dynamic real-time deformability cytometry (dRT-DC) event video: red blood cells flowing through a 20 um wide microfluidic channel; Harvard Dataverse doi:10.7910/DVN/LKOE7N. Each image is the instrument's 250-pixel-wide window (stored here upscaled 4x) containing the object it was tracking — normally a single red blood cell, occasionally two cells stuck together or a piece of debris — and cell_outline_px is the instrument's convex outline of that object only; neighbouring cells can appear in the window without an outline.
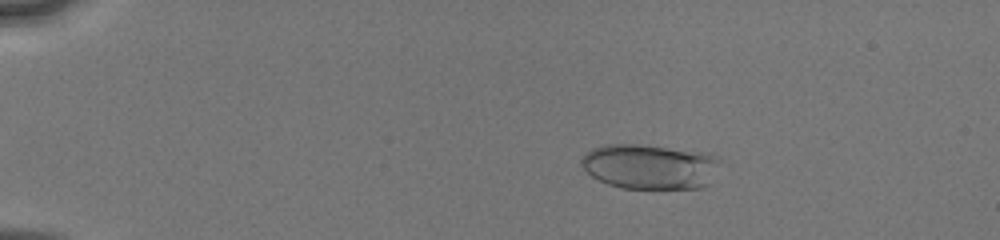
{"species": "human", "species_latin": "Homo sapiens", "temperature_condition": "cold", "stored_images_in_passage": 43, "camera_frame_rate_fps": 3000, "um_per_image_px": 0.085, "donor": {"sex": "male"}, "frame": {"image": 1, "passage_image": 4, "time_ms": 2.333, "image_size_px": [1000, 240], "cell_outline_px": [[720, 160], [712, 184], [704, 188], [620, 188], [608, 184], [592, 176], [580, 164], [580, 156], [592, 148], [604, 144], [640, 144], [708, 152], [720, 156]], "centroid_in_image_um": [55.29, 14.14], "position_along_channel_um": 29.7, "area_um2": 37.11}}
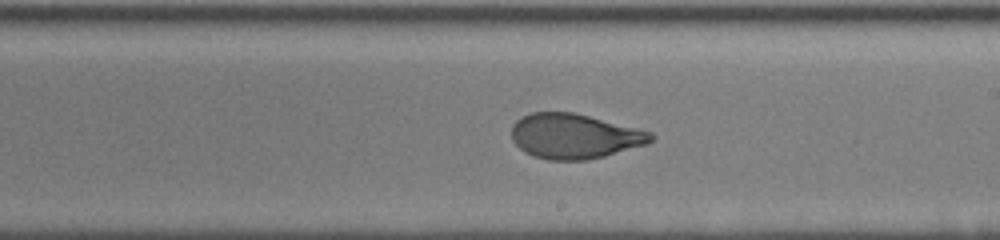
{"frame": {"image": 2, "passage_image": 23, "time_ms": 9.667, "image_size_px": [1000, 240], "cell_outline_px": [[656, 136], [648, 144], [604, 156], [584, 160], [548, 160], [532, 156], [524, 152], [512, 140], [512, 124], [520, 116], [532, 112], [572, 112], [652, 132]], "centroid_in_image_um": [48.8, 11.58], "position_along_channel_um": 240.2, "area_um2": 36.47}}
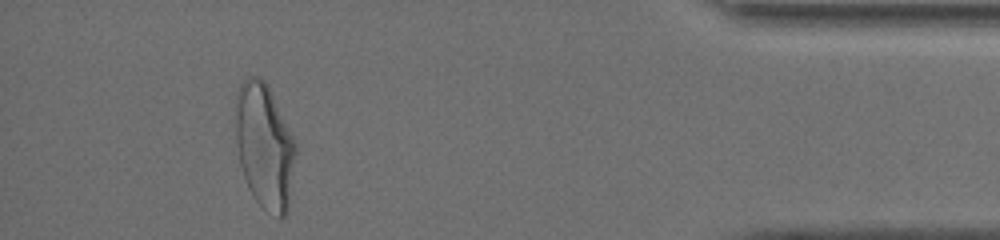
{"frame": {"image": 3, "passage_image": 39, "time_ms": 15.0, "image_size_px": [1000, 240], "cell_outline_px": [[296, 152], [288, 212], [284, 216], [280, 216], [264, 208], [256, 200], [248, 188], [240, 164], [236, 140], [236, 92], [240, 84], [248, 76], [256, 76], [264, 80], [268, 84], [296, 140]], "centroid_in_image_um": [22.5, 12.36], "position_along_channel_um": 412.7, "area_um2": 43.93}, "authors_computed_cell_mechanics": {"area_um2": 37.3388, "velocity_mm_per_s": 4.08, "shape_relaxation_time_tau1_ms": 3.9991, "shape_relaxation_time_tau2_ms": null, "deformation_change_tau1": 0.1498, "deformation_change_tau2": null}}